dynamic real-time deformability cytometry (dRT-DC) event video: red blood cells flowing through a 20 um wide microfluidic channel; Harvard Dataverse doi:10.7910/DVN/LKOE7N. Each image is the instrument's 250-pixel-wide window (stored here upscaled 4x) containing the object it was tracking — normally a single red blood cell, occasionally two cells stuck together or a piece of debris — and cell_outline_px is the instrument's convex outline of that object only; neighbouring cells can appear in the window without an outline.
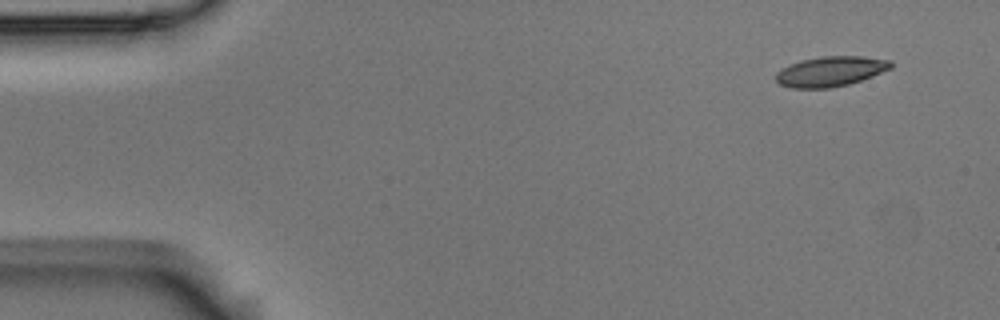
{"species": "Egyptian fruit bat (a non-hibernating species)", "species_latin": "Rousettus aegyptiacus", "temperature_condition": "room temperature", "stored_images_in_passage": 8, "camera_frame_rate_fps": 3000, "um_per_image_px": 0.085, "animal": {"sex": "male"}, "frame": {"image": 1, "passage_image": 1, "time_ms": 0.0, "image_size_px": [1000, 320], "cell_outline_px": [[892, 68], [872, 76], [848, 84], [828, 88], [792, 88], [780, 84], [776, 80], [776, 72], [800, 60], [824, 56], [864, 56], [892, 60]], "centroid_in_image_um": [70.63, 6.06], "position_along_channel_um": 14.4, "area_um2": 20.0}}
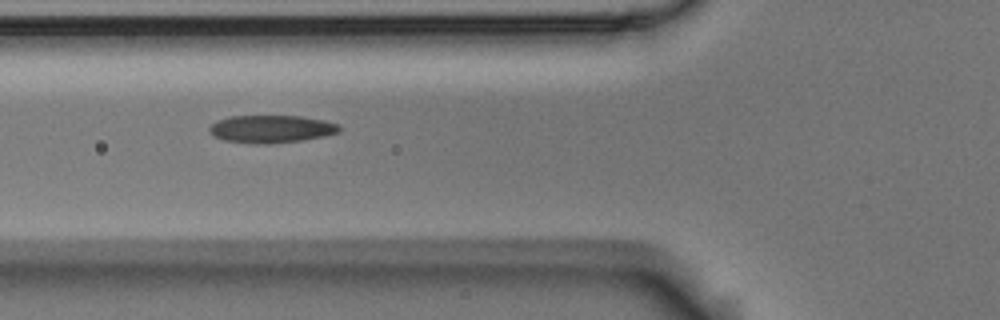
{"frame": {"image": 2, "passage_image": 5, "time_ms": 1.333, "image_size_px": [1000, 320], "cell_outline_px": [[340, 132], [324, 136], [304, 140], [268, 144], [256, 144], [224, 140], [212, 136], [208, 132], [208, 128], [216, 120], [228, 116], [300, 116], [324, 120], [340, 124]], "centroid_in_image_um": [23.04, 10.96], "position_along_channel_um": 102.8, "area_um2": 21.21}}
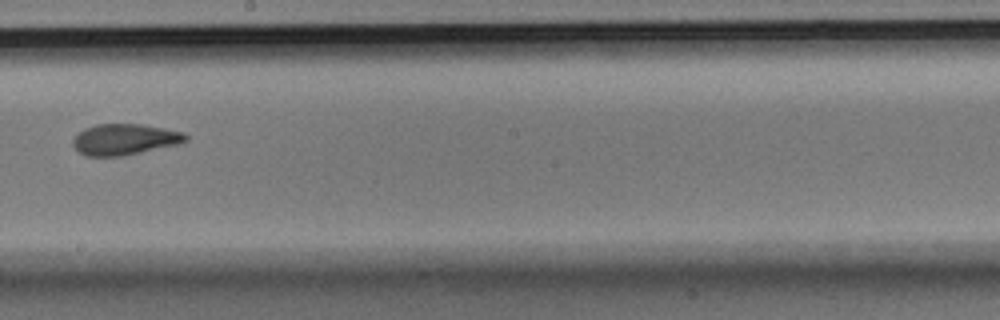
{"frame": {"image": 3, "passage_image": 8, "time_ms": 2.333, "image_size_px": [1000, 320], "cell_outline_px": [[188, 140], [176, 144], [120, 156], [88, 156], [80, 152], [72, 144], [72, 140], [84, 128], [96, 124], [140, 124], [164, 128], [184, 132], [188, 136]], "centroid_in_image_um": [10.58, 11.83], "position_along_channel_um": 237.6, "area_um2": 20.06}}